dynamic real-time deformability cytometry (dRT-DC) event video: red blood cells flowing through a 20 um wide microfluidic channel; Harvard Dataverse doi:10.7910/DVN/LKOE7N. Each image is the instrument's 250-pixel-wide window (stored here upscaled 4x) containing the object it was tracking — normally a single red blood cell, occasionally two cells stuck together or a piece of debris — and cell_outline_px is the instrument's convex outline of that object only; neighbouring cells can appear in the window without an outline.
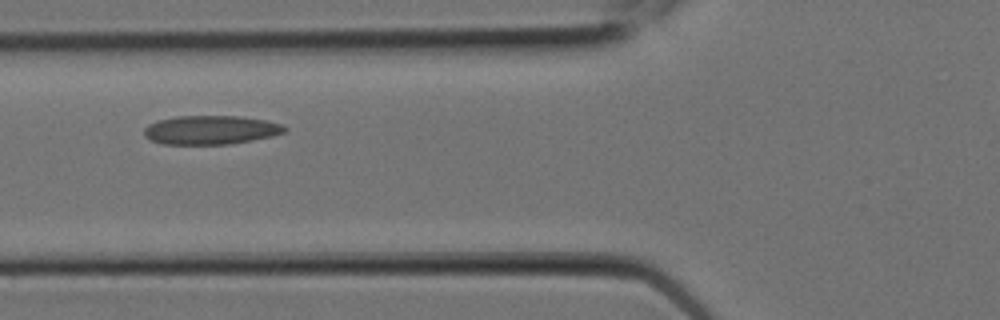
{"species": "Egyptian fruit bat (a non-hibernating species)", "species_latin": "Rousettus aegyptiacus", "temperature_condition": "room temperature", "stored_images_in_passage": 6, "camera_frame_rate_fps": 3000, "um_per_image_px": 0.085, "animal": {"sex": "female"}, "frame": {"image": 1, "passage_image": 4, "time_ms": 1.0, "image_size_px": [1000, 320], "cell_outline_px": [[288, 128], [284, 132], [272, 136], [252, 140], [228, 144], [160, 144], [148, 140], [144, 136], [144, 128], [148, 124], [156, 120], [176, 116], [240, 116], [264, 120], [280, 124]], "centroid_in_image_um": [17.84, 11.05], "position_along_channel_um": 108.0, "area_um2": 23.76}}
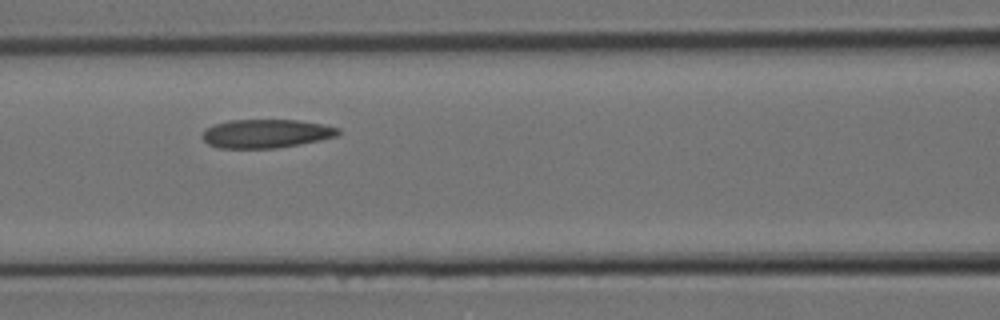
{"frame": {"image": 2, "passage_image": 5, "time_ms": 1.333, "image_size_px": [1000, 320], "cell_outline_px": [[340, 132], [336, 136], [320, 140], [276, 148], [220, 148], [208, 144], [200, 136], [204, 128], [228, 120], [300, 120], [324, 124], [340, 128]], "centroid_in_image_um": [22.6, 11.35], "position_along_channel_um": 144.0, "area_um2": 22.77}}
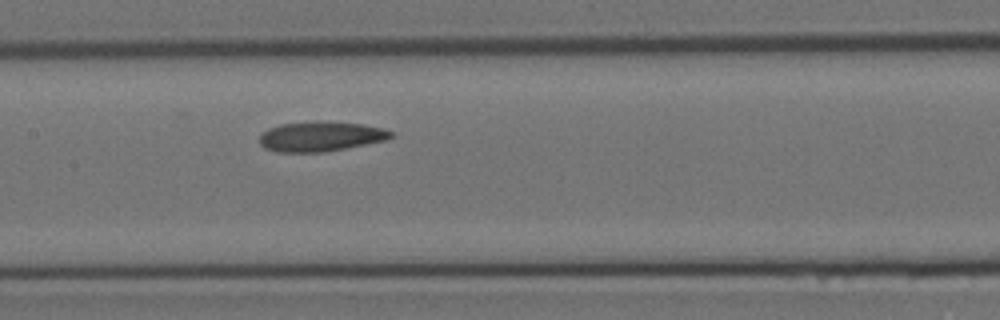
{"frame": {"image": 3, "passage_image": 6, "time_ms": 1.667, "image_size_px": [1000, 320], "cell_outline_px": [[392, 136], [384, 140], [324, 152], [276, 152], [264, 148], [260, 144], [260, 136], [268, 128], [280, 124], [360, 124], [384, 128], [392, 132]], "centroid_in_image_um": [27.2, 11.65], "position_along_channel_um": 180.2, "area_um2": 21.62}}